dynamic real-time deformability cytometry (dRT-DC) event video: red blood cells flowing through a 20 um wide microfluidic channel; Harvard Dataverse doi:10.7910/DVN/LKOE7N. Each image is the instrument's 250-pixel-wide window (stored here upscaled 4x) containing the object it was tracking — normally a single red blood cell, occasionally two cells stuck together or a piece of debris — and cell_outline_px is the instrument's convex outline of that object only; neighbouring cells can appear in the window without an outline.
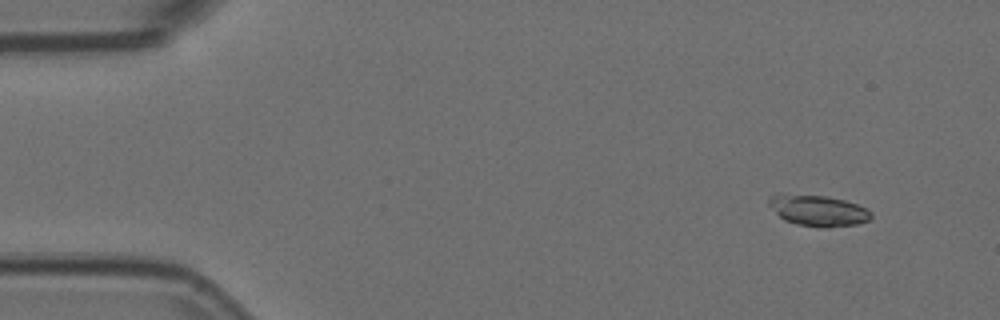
{"species": "Egyptian fruit bat (a non-hibernating species)", "species_latin": "Rousettus aegyptiacus", "temperature_condition": "room temperature", "stored_images_in_passage": 52, "camera_frame_rate_fps": 3000, "um_per_image_px": 0.085, "animal": {"sex": "female"}, "frame": {"image": 1, "passage_image": 2, "time_ms": 0.333, "image_size_px": [1000, 320], "cell_outline_px": [[872, 216], [868, 220], [856, 224], [828, 228], [820, 228], [796, 224], [784, 220], [768, 204], [768, 196], [776, 192], [780, 192], [828, 196], [844, 200], [868, 208], [872, 212]], "centroid_in_image_um": [69.49, 17.87], "position_along_channel_um": 15.5, "area_um2": 19.02}}
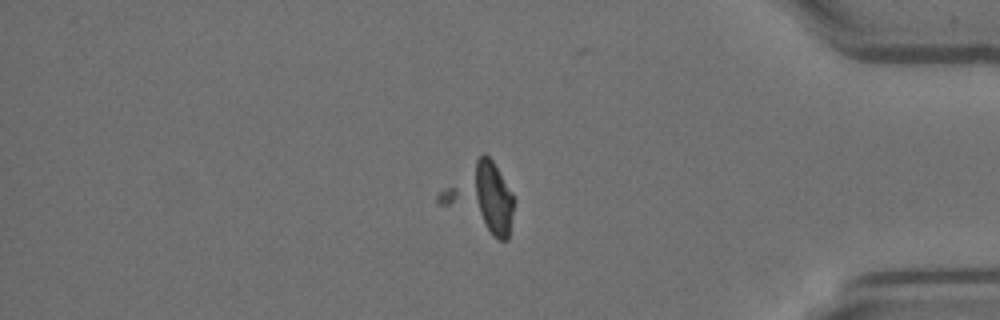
{"frame": {"image": 2, "passage_image": 43, "time_ms": 14.0, "image_size_px": [1000, 320], "cell_outline_px": [[512, 212], [508, 240], [500, 240], [492, 236], [436, 204], [436, 196], [444, 188], [484, 152], [492, 160], [512, 192]], "centroid_in_image_um": [40.83, 16.84], "position_along_channel_um": 394.4, "area_um2": 28.5}}